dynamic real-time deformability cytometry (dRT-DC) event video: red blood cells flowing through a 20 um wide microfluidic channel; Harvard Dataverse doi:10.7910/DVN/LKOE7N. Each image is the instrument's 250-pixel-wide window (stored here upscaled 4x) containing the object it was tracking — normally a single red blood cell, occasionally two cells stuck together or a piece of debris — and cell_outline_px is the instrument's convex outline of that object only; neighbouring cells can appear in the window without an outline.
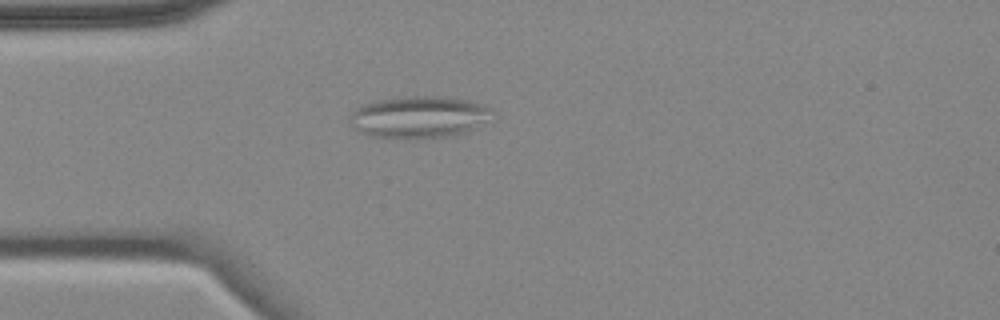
{"species": "common noctule bat (a hibernating species)", "species_latin": "Nyctalus noctula", "temperature_condition": "cold", "stored_images_in_passage": 5, "camera_frame_rate_fps": 3000, "um_per_image_px": 0.085, "animal": {"sex": "female", "body_mass_g": 18.4}, "frame": {"image": 1, "passage_image": 4, "time_ms": 4.0, "image_size_px": [1000, 320], "cell_outline_px": [[496, 116], [476, 128], [464, 132], [444, 136], [376, 136], [364, 132], [356, 128], [348, 120], [352, 112], [356, 108], [364, 104], [376, 100], [408, 96], [436, 96], [468, 100], [492, 108], [496, 112]], "centroid_in_image_um": [35.7, 9.9], "position_along_channel_um": 49.3, "area_um2": 33.93}}